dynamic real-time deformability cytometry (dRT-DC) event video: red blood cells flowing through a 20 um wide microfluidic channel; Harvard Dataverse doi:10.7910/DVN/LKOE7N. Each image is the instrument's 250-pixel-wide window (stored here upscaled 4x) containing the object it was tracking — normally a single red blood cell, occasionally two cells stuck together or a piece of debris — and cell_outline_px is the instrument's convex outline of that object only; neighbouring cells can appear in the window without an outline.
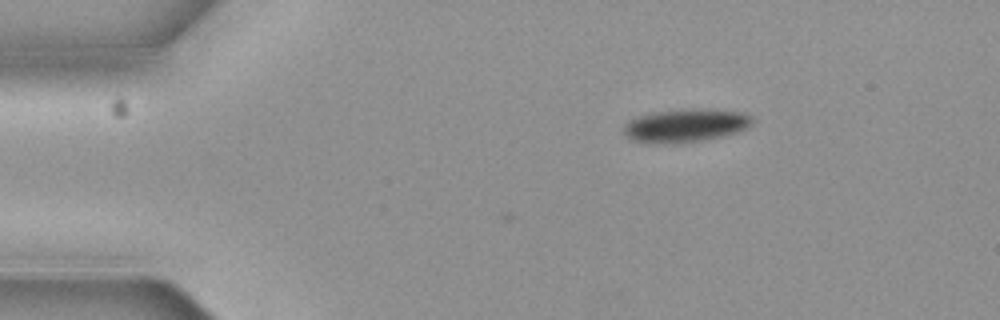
{"species": "common noctule bat (a hibernating species)", "species_latin": "Nyctalus noctula", "temperature_condition": "cold", "stored_images_in_passage": 3, "camera_frame_rate_fps": 3000, "um_per_image_px": 0.085, "animal": {"sex": "female", "body_mass_g": 19.3, "forearm_length_mm": 54.1}, "frame": {"image": 1, "passage_image": 1, "time_ms": 0.0, "image_size_px": [1000, 320], "cell_outline_px": [[752, 120], [744, 128], [736, 132], [724, 136], [704, 140], [664, 144], [636, 140], [628, 136], [624, 132], [624, 124], [628, 120], [640, 116], [660, 112], [740, 112], [748, 116]], "centroid_in_image_um": [58.19, 10.74], "position_along_channel_um": 26.8, "area_um2": 22.89}}